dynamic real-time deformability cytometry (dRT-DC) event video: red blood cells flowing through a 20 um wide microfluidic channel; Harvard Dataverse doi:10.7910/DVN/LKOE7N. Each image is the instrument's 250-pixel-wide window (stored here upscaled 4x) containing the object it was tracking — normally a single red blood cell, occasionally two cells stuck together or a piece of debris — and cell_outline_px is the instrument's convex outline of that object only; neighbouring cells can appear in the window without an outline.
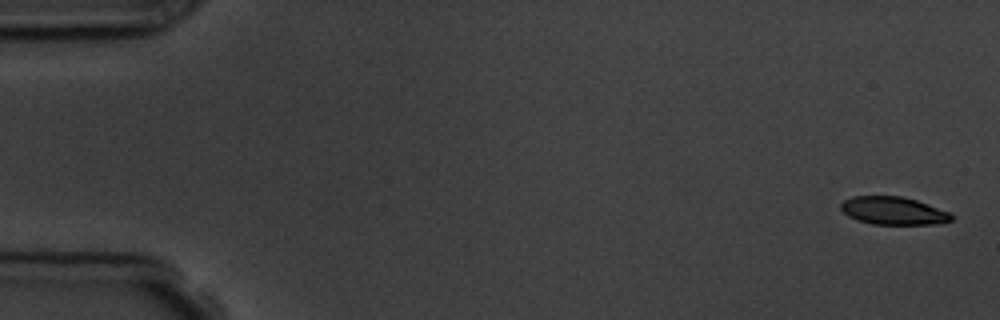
{"species": "common noctule bat (a hibernating species)", "species_latin": "Nyctalus noctula", "temperature_condition": "room temperature", "stored_images_in_passage": 7, "camera_frame_rate_fps": 3000, "um_per_image_px": 0.085, "animal": {"sex": "male", "body_mass_g": 19.5, "forearm_length_mm": 54.6}, "frame": {"image": 1, "passage_image": 1, "time_ms": 0.0, "image_size_px": [1000, 320], "cell_outline_px": [[956, 216], [952, 220], [932, 224], [872, 224], [848, 216], [840, 208], [840, 204], [844, 200], [852, 196], [900, 196], [916, 200], [952, 212]], "centroid_in_image_um": [75.97, 17.91], "position_along_channel_um": 9.0, "area_um2": 17.98}}